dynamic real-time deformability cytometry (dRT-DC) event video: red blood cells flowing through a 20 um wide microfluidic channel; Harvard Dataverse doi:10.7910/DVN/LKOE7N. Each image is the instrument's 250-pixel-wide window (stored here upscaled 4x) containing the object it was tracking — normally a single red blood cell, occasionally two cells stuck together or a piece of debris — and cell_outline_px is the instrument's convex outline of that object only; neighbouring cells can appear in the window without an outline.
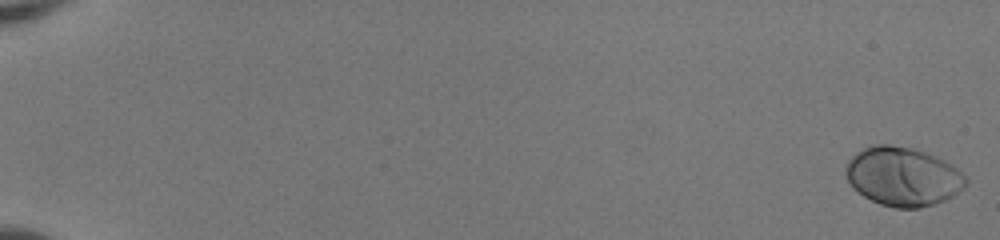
{"species": "human", "species_latin": "Homo sapiens", "temperature_condition": "room temperature", "stored_images_in_passage": 54, "camera_frame_rate_fps": 3000, "um_per_image_px": 0.085, "donor": {"sex": "female"}, "frame": {"image": 1, "passage_image": 1, "time_ms": 0.0, "image_size_px": [1000, 240], "cell_outline_px": [[968, 184], [964, 188], [952, 196], [944, 200], [920, 208], [896, 208], [880, 204], [864, 196], [852, 188], [844, 172], [844, 168], [848, 160], [856, 152], [872, 144], [888, 144], [912, 148], [936, 156], [944, 160], [956, 168], [968, 180]], "centroid_in_image_um": [76.72, 15.0], "position_along_channel_um": 8.3, "area_um2": 41.27}}
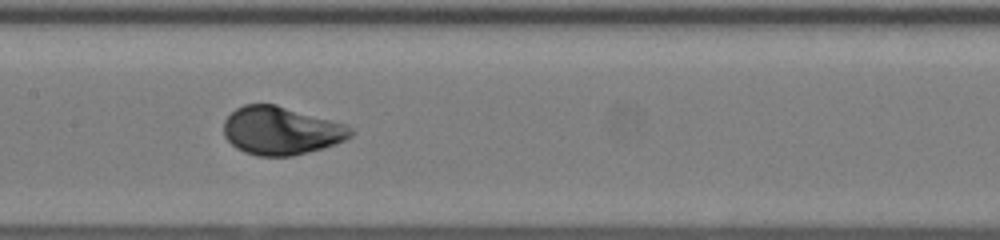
{"frame": {"image": 2, "passage_image": 30, "time_ms": 9.667, "image_size_px": [1000, 240], "cell_outline_px": [[352, 136], [336, 144], [324, 148], [292, 156], [256, 156], [244, 152], [236, 148], [224, 136], [224, 120], [236, 108], [244, 104], [276, 104], [344, 124], [352, 128]], "centroid_in_image_um": [23.88, 11.11], "position_along_channel_um": 183.5, "area_um2": 35.55}}
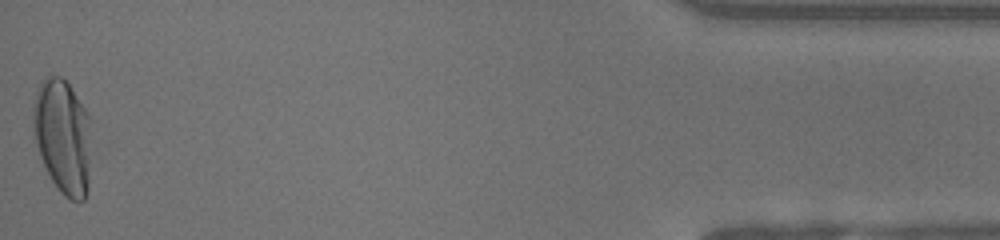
{"frame": {"image": 3, "passage_image": 54, "time_ms": 17.667, "image_size_px": [1000, 240], "cell_outline_px": [[92, 120], [88, 188], [84, 200], [72, 200], [64, 196], [60, 192], [52, 180], [40, 156], [36, 144], [32, 120], [32, 108], [36, 88], [48, 76], [60, 76], [68, 84], [88, 112]], "centroid_in_image_um": [5.35, 11.58], "position_along_channel_um": 429.8, "area_um2": 39.25}, "authors_computed_cell_mechanics": {"area_um2": 36.414, "velocity_mm_per_s": 3.9964, "shape_relaxation_time_tau1_ms": 2.3369, "shape_relaxation_time_tau2_ms": null, "deformation_change_tau1": 0.1579, "deformation_change_tau2": null}}